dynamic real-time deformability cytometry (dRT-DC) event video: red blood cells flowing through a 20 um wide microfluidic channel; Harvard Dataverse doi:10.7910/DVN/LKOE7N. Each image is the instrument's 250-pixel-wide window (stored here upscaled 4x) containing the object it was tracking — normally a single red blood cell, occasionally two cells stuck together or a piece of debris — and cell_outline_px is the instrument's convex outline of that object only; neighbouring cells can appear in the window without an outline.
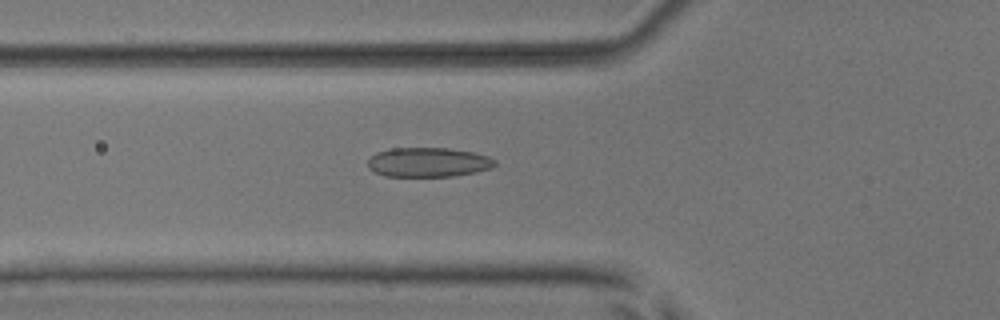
{"species": "common noctule bat (a hibernating species)", "species_latin": "Nyctalus noctula", "temperature_condition": "room temperature", "stored_images_in_passage": 52, "camera_frame_rate_fps": 3000, "um_per_image_px": 0.085, "animal": {"sex": "male", "body_mass_g": 17.9, "forearm_length_mm": 54.2}, "frame": {"image": 1, "passage_image": 19, "time_ms": 6.0, "image_size_px": [1000, 320], "cell_outline_px": [[496, 164], [492, 168], [476, 172], [456, 176], [384, 176], [368, 168], [368, 160], [376, 152], [392, 148], [448, 148], [472, 152], [488, 156], [496, 160]], "centroid_in_image_um": [36.42, 13.79], "position_along_channel_um": 89.4, "area_um2": 21.85}}
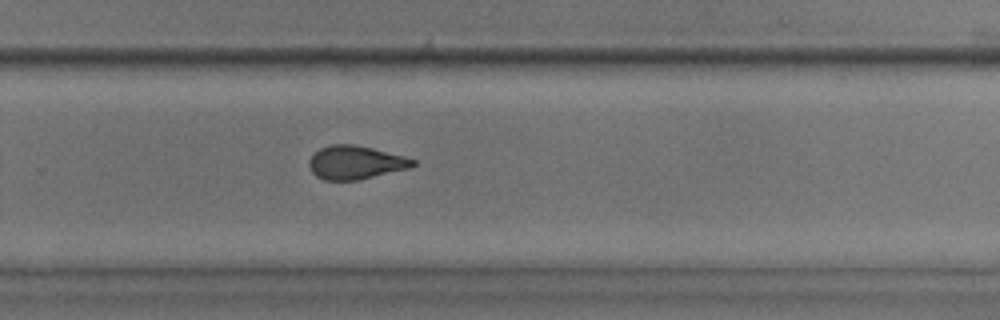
{"frame": {"image": 2, "passage_image": 35, "time_ms": 11.333, "image_size_px": [1000, 320], "cell_outline_px": [[416, 164], [408, 168], [360, 180], [324, 180], [316, 176], [308, 168], [308, 160], [320, 148], [332, 144], [356, 144], [404, 156], [416, 160]], "centroid_in_image_um": [30.19, 13.81], "position_along_channel_um": 299.6, "area_um2": 20.29}}
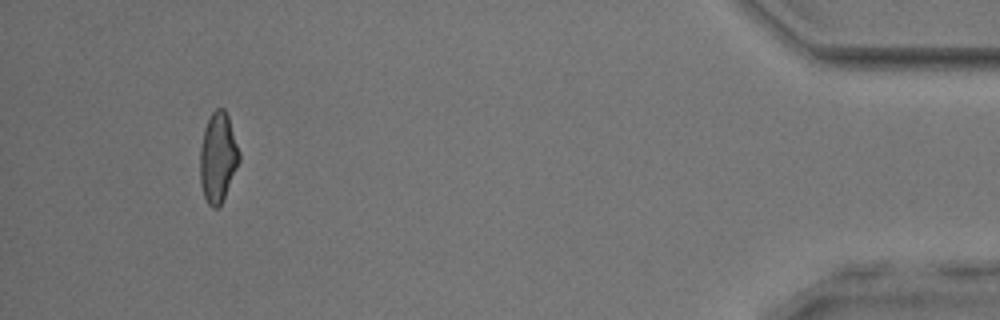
{"frame": {"image": 3, "passage_image": 49, "time_ms": 16.0, "image_size_px": [1000, 320], "cell_outline_px": [[240, 160], [224, 196], [220, 204], [216, 208], [212, 208], [208, 204], [204, 196], [200, 184], [200, 148], [204, 128], [212, 112], [216, 108], [224, 108], [228, 116], [240, 152]], "centroid_in_image_um": [18.51, 13.36], "position_along_channel_um": 416.7, "area_um2": 20.35}, "authors_computed_cell_mechanics": {"area_um2": 20.9814, "velocity_mm_per_s": 3.9416, "shape_relaxation_time_tau1_ms": 5.6055, "shape_relaxation_time_tau2_ms": 1.4424, "deformation_change_tau1": 0.1597, "deformation_change_tau2": 0.0893}}